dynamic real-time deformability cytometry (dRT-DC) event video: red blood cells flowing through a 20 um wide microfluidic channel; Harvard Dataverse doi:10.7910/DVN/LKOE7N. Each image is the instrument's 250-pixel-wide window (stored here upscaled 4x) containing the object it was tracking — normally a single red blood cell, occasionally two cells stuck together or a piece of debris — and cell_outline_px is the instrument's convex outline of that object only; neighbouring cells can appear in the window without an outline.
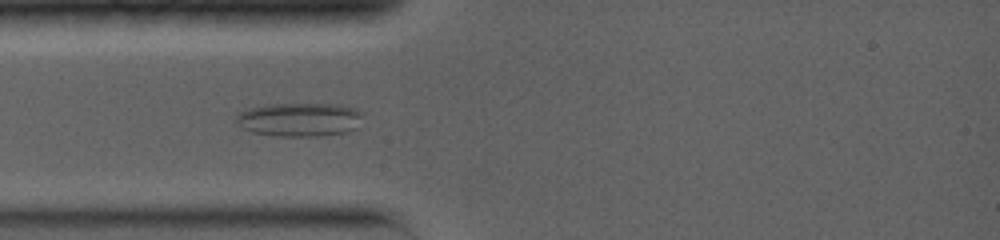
{"species": "common noctule bat (a hibernating species)", "species_latin": "Nyctalus noctula", "temperature_condition": "warm", "stored_images_in_passage": 32, "camera_frame_rate_fps": 5000, "um_per_image_px": 0.085, "animal": {"sex": "female", "body_mass_g": 19.0, "forearm_length_mm": 56.7}, "frame": {"image": 1, "passage_image": 6, "time_ms": 2.8, "image_size_px": [1000, 240], "cell_outline_px": [[364, 112], [356, 128], [348, 132], [320, 136], [280, 136], [252, 132], [236, 124], [236, 116], [240, 112], [252, 108], [268, 104], [340, 104], [356, 108]], "centroid_in_image_um": [25.51, 10.16], "position_along_channel_um": 59.5, "area_um2": 24.97}}
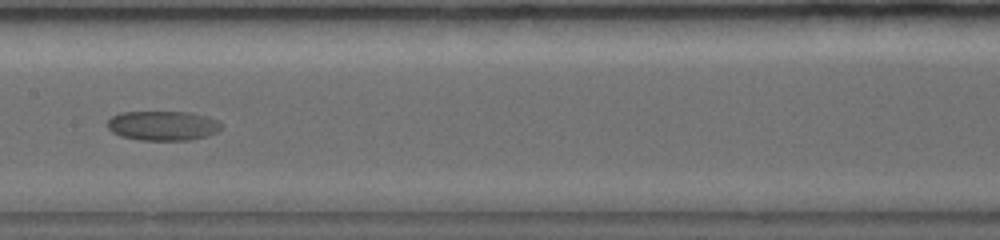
{"frame": {"image": 2, "passage_image": 13, "time_ms": 6.4, "image_size_px": [1000, 240], "cell_outline_px": [[224, 128], [208, 136], [188, 140], [140, 140], [120, 136], [112, 132], [108, 128], [108, 120], [112, 116], [120, 112], [192, 112], [216, 120]], "centroid_in_image_um": [13.83, 10.68], "position_along_channel_um": 193.6, "area_um2": 19.65}}
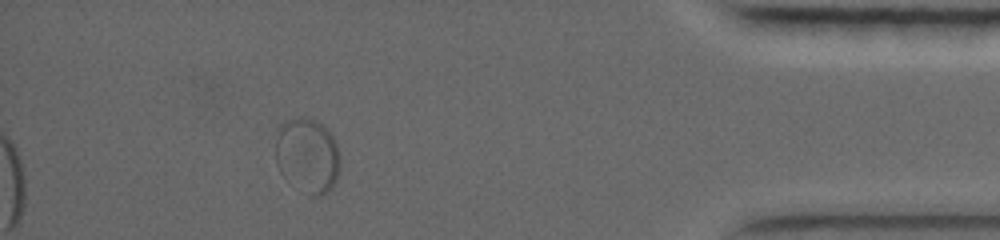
{"frame": {"image": 3, "passage_image": 27, "time_ms": 13.6, "image_size_px": [1000, 240], "cell_outline_px": [[340, 164], [336, 180], [332, 188], [328, 192], [320, 196], [312, 196], [284, 176], [280, 172], [276, 164], [276, 136], [280, 124], [284, 120], [300, 116], [316, 120], [332, 136], [336, 144], [340, 156]], "centroid_in_image_um": [26.13, 13.19], "position_along_channel_um": 409.1, "area_um2": 28.09}}